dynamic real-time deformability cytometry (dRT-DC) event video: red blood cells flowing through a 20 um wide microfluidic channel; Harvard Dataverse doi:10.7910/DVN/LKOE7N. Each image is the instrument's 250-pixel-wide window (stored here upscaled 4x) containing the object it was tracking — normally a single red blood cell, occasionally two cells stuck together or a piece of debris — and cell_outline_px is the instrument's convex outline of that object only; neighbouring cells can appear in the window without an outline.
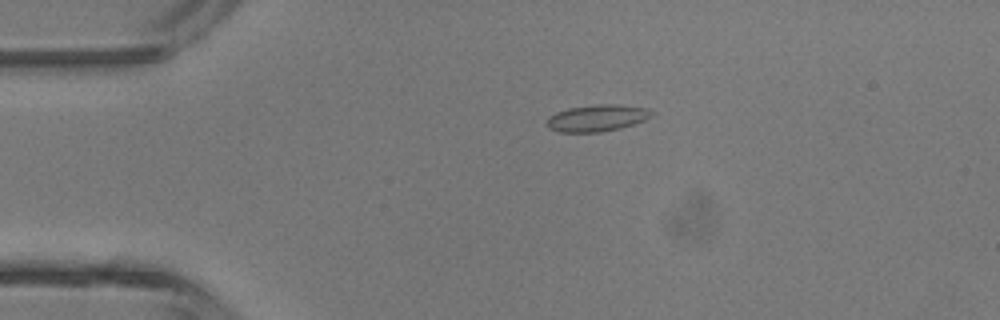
{"species": "common noctule bat (a hibernating species)", "species_latin": "Nyctalus noctula", "temperature_condition": "room temperature", "stored_images_in_passage": 3, "camera_frame_rate_fps": 3000, "um_per_image_px": 0.085, "animal": {"sex": "male", "body_mass_g": 13.3}, "frame": {"image": 1, "passage_image": 2, "time_ms": 1.0, "image_size_px": [1000, 320], "cell_outline_px": [[656, 112], [652, 116], [644, 120], [620, 128], [600, 132], [560, 132], [548, 128], [548, 116], [556, 112], [568, 108], [596, 104], [616, 104], [648, 108]], "centroid_in_image_um": [50.77, 10.02], "position_along_channel_um": 34.2, "area_um2": 16.36}}